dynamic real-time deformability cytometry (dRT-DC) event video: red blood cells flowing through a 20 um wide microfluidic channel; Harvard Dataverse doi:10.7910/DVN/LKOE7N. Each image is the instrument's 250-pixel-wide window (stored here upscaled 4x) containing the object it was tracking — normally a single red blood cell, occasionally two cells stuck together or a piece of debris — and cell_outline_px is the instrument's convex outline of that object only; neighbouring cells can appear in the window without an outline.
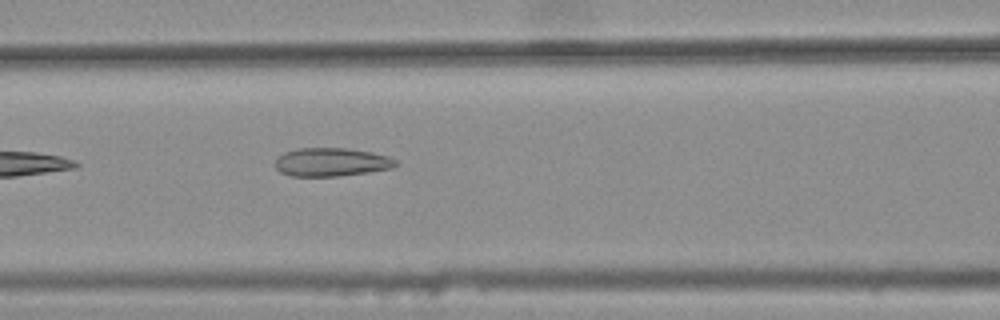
{"species": "common noctule bat (a hibernating species)", "species_latin": "Nyctalus noctula", "temperature_condition": "warm", "stored_images_in_passage": 6, "camera_frame_rate_fps": 3000, "um_per_image_px": 0.085, "animal": {"sex": "female", "body_mass_g": 25.1}, "frame": {"image": 1, "passage_image": 6, "time_ms": 1.667, "image_size_px": [1000, 320], "cell_outline_px": [[396, 164], [392, 168], [368, 172], [340, 176], [292, 176], [280, 172], [276, 168], [276, 160], [284, 152], [296, 148], [348, 148], [372, 152], [388, 156], [396, 160]], "centroid_in_image_um": [28.16, 13.77], "position_along_channel_um": 138.4, "area_um2": 19.94}}